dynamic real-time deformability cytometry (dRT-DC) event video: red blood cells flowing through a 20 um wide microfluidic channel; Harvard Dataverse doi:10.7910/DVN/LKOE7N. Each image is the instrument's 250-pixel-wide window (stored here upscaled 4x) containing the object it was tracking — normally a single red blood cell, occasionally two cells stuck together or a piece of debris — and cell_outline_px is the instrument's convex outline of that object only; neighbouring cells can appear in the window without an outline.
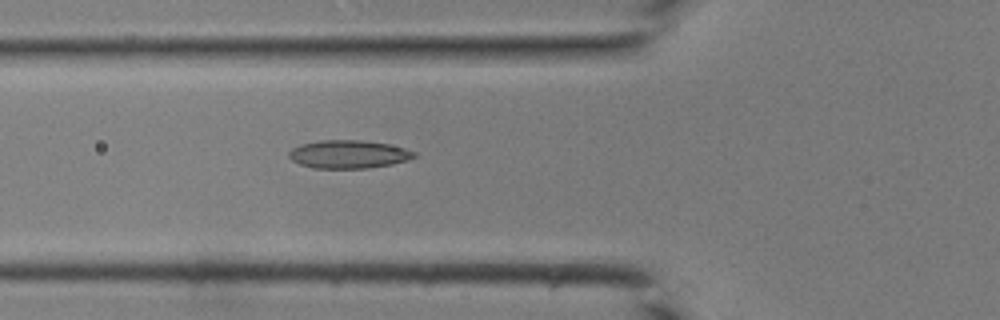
{"species": "common noctule bat (a hibernating species)", "species_latin": "Nyctalus noctula", "temperature_condition": "room temperature", "stored_images_in_passage": 34, "camera_frame_rate_fps": 3000, "um_per_image_px": 0.085, "animal": {"sex": "male", "body_mass_g": 19.0, "forearm_length_mm": 50.8}, "frame": {"image": 1, "passage_image": 8, "time_ms": 2.333, "image_size_px": [1000, 320], "cell_outline_px": [[416, 156], [408, 160], [392, 164], [364, 168], [312, 168], [300, 164], [292, 160], [288, 156], [288, 152], [292, 148], [300, 144], [320, 140], [360, 140], [388, 144], [404, 148], [416, 152]], "centroid_in_image_um": [29.6, 13.11], "position_along_channel_um": 96.2, "area_um2": 20.52}}
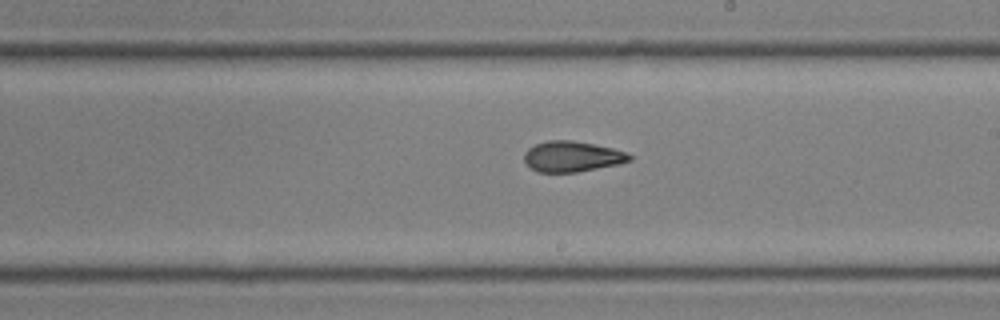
{"frame": {"image": 2, "passage_image": 17, "time_ms": 5.333, "image_size_px": [1000, 320], "cell_outline_px": [[632, 160], [620, 164], [576, 172], [536, 172], [524, 160], [524, 152], [528, 148], [536, 144], [548, 140], [572, 140], [612, 148], [624, 152], [632, 156]], "centroid_in_image_um": [48.62, 13.3], "position_along_channel_um": 240.4, "area_um2": 18.67}}
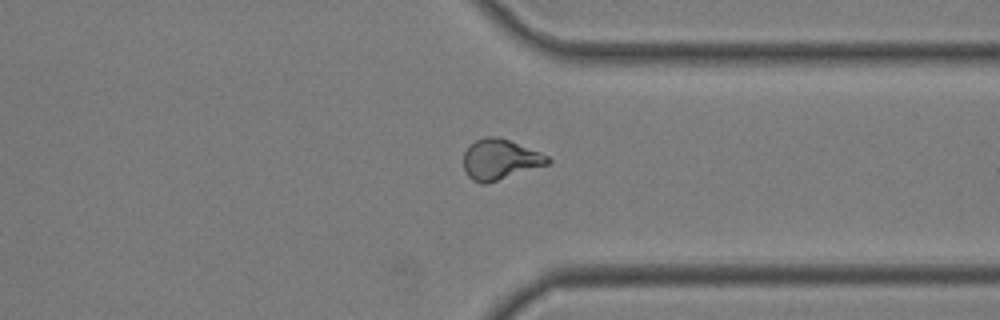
{"frame": {"image": 3, "passage_image": 25, "time_ms": 8.0, "image_size_px": [1000, 320], "cell_outline_px": [[552, 160], [548, 164], [484, 184], [480, 184], [472, 180], [468, 176], [464, 168], [464, 152], [476, 140], [484, 136], [496, 136], [508, 140], [540, 152], [548, 156]], "centroid_in_image_um": [42.49, 13.55], "position_along_channel_um": 368.9, "area_um2": 19.48}}